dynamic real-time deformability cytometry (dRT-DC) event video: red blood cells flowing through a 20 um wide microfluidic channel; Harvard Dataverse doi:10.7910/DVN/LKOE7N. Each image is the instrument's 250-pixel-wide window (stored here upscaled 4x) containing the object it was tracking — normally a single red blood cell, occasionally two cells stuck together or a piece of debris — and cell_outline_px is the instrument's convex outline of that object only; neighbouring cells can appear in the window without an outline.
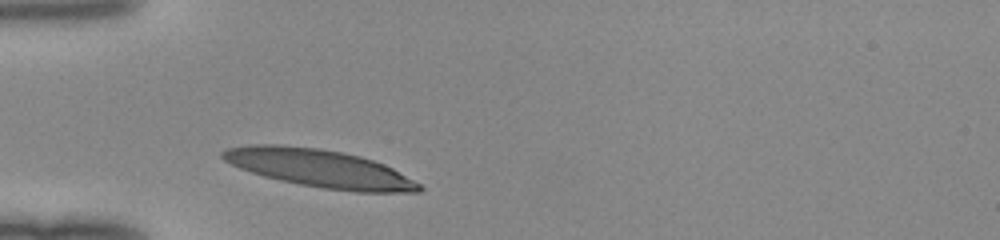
{"species": "human", "species_latin": "Homo sapiens", "temperature_condition": "room temperature", "stored_images_in_passage": 26, "camera_frame_rate_fps": 3000, "um_per_image_px": 0.085, "donor": {"sex": "female"}, "frame": {"image": 1, "passage_image": 1, "time_ms": 0.0, "image_size_px": [1000, 240], "cell_outline_px": [[424, 188], [420, 192], [356, 192], [324, 188], [300, 184], [280, 180], [264, 176], [240, 168], [224, 160], [220, 156], [220, 152], [228, 148], [248, 144], [280, 144], [320, 148], [344, 152], [360, 156], [384, 164], [392, 168], [420, 184]], "centroid_in_image_um": [27.15, 14.3], "position_along_channel_um": 57.8, "area_um2": 43.29}}
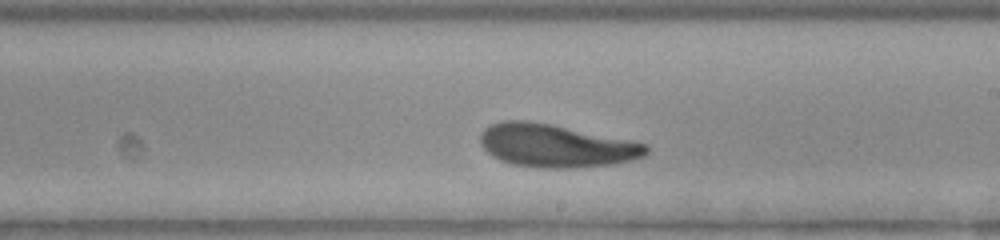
{"frame": {"image": 2, "passage_image": 15, "time_ms": 4.667, "image_size_px": [1000, 240], "cell_outline_px": [[648, 152], [644, 156], [632, 160], [612, 164], [572, 168], [536, 168], [512, 164], [500, 160], [492, 156], [480, 144], [480, 132], [484, 128], [500, 120], [528, 120], [552, 124], [636, 140], [644, 144], [648, 148]], "centroid_in_image_um": [47.25, 12.37], "position_along_channel_um": 241.7, "area_um2": 42.14}}
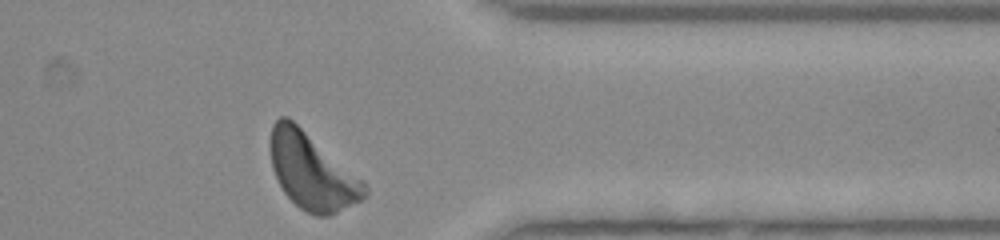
{"frame": {"image": 3, "passage_image": 26, "time_ms": 8.333, "image_size_px": [1000, 240], "cell_outline_px": [[368, 196], [364, 200], [328, 216], [316, 216], [300, 208], [284, 192], [272, 168], [272, 124], [280, 116], [288, 116], [364, 180], [368, 184]], "centroid_in_image_um": [26.58, 14.59], "position_along_channel_um": 384.8, "area_um2": 41.62}}